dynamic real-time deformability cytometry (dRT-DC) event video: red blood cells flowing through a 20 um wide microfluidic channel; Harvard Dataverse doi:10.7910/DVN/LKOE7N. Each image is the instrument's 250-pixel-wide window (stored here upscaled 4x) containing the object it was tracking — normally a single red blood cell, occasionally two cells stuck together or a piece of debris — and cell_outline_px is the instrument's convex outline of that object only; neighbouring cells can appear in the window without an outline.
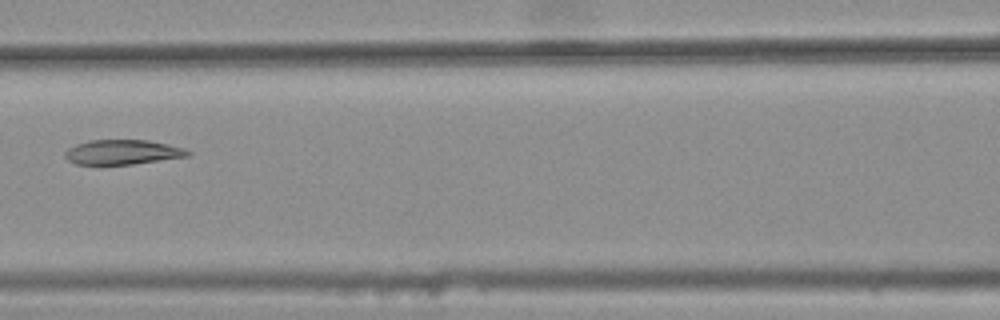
{"species": "common noctule bat (a hibernating species)", "species_latin": "Nyctalus noctula", "temperature_condition": "warm", "stored_images_in_passage": 7, "camera_frame_rate_fps": 3000, "um_per_image_px": 0.085, "animal": {"sex": "female", "body_mass_g": 25.1}, "frame": {"image": 1, "passage_image": 7, "time_ms": 2.0, "image_size_px": [1000, 320], "cell_outline_px": [[192, 152], [188, 156], [132, 164], [76, 164], [68, 160], [64, 156], [64, 152], [68, 148], [76, 144], [92, 140], [148, 140], [168, 144], [184, 148]], "centroid_in_image_um": [10.41, 12.92], "position_along_channel_um": 156.2, "area_um2": 17.57}}